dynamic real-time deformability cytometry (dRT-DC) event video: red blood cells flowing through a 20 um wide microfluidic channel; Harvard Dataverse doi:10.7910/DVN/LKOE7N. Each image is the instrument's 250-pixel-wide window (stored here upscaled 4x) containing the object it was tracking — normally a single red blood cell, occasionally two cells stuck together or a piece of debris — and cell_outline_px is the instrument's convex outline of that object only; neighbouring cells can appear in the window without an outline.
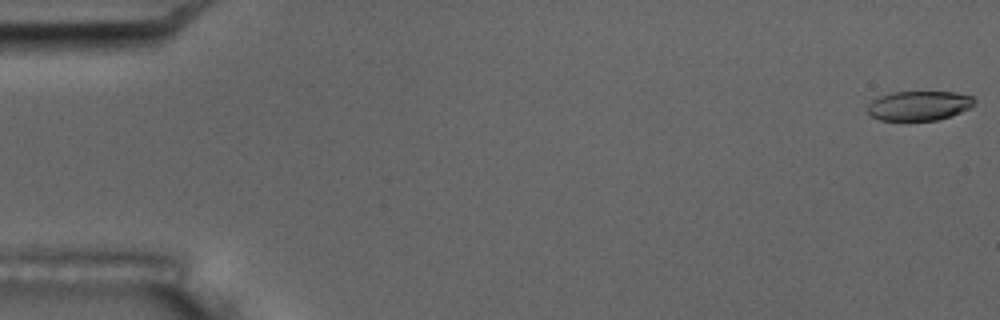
{"species": "common noctule bat (a hibernating species)", "species_latin": "Nyctalus noctula", "temperature_condition": "room temperature", "stored_images_in_passage": 7, "camera_frame_rate_fps": 3000, "um_per_image_px": 0.085, "animal": {"sex": "male", "body_mass_g": 17.5, "forearm_length_mm": 52.3}, "frame": {"image": 1, "passage_image": 1, "time_ms": 0.0, "image_size_px": [1000, 320], "cell_outline_px": [[976, 104], [960, 112], [936, 120], [880, 120], [872, 116], [868, 112], [868, 104], [872, 100], [880, 96], [892, 92], [952, 92], [972, 96], [976, 100]], "centroid_in_image_um": [78.11, 8.97], "position_along_channel_um": 6.9, "area_um2": 18.21}}
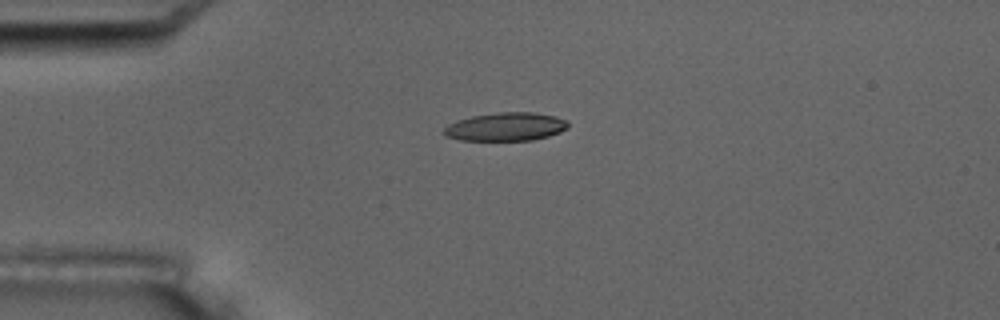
{"frame": {"image": 2, "passage_image": 5, "time_ms": 4.667, "image_size_px": [1000, 320], "cell_outline_px": [[568, 128], [560, 132], [548, 136], [532, 140], [460, 140], [444, 136], [440, 132], [448, 124], [456, 120], [472, 116], [500, 112], [532, 112], [556, 116], [568, 120]], "centroid_in_image_um": [42.97, 10.77], "position_along_channel_um": 42.0, "area_um2": 20.69}}